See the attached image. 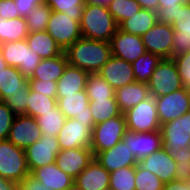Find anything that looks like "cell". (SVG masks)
<instances>
[{
	"mask_svg": "<svg viewBox=\"0 0 190 190\" xmlns=\"http://www.w3.org/2000/svg\"><path fill=\"white\" fill-rule=\"evenodd\" d=\"M64 52L69 65L83 69L89 74H97L111 56V44L80 37Z\"/></svg>",
	"mask_w": 190,
	"mask_h": 190,
	"instance_id": "cell-1",
	"label": "cell"
},
{
	"mask_svg": "<svg viewBox=\"0 0 190 190\" xmlns=\"http://www.w3.org/2000/svg\"><path fill=\"white\" fill-rule=\"evenodd\" d=\"M119 26L106 7L84 4L80 30L84 38L110 42Z\"/></svg>",
	"mask_w": 190,
	"mask_h": 190,
	"instance_id": "cell-2",
	"label": "cell"
},
{
	"mask_svg": "<svg viewBox=\"0 0 190 190\" xmlns=\"http://www.w3.org/2000/svg\"><path fill=\"white\" fill-rule=\"evenodd\" d=\"M28 174L30 171L25 150L15 146L8 139L0 140V176L18 184Z\"/></svg>",
	"mask_w": 190,
	"mask_h": 190,
	"instance_id": "cell-3",
	"label": "cell"
},
{
	"mask_svg": "<svg viewBox=\"0 0 190 190\" xmlns=\"http://www.w3.org/2000/svg\"><path fill=\"white\" fill-rule=\"evenodd\" d=\"M3 58L8 66L17 68L27 79L31 78L41 62V57L30 50L26 39L0 44Z\"/></svg>",
	"mask_w": 190,
	"mask_h": 190,
	"instance_id": "cell-4",
	"label": "cell"
},
{
	"mask_svg": "<svg viewBox=\"0 0 190 190\" xmlns=\"http://www.w3.org/2000/svg\"><path fill=\"white\" fill-rule=\"evenodd\" d=\"M150 96L159 97L182 89V81L173 58H163L149 80Z\"/></svg>",
	"mask_w": 190,
	"mask_h": 190,
	"instance_id": "cell-5",
	"label": "cell"
},
{
	"mask_svg": "<svg viewBox=\"0 0 190 190\" xmlns=\"http://www.w3.org/2000/svg\"><path fill=\"white\" fill-rule=\"evenodd\" d=\"M127 131L124 114L100 122L93 127L91 150L94 156L119 143Z\"/></svg>",
	"mask_w": 190,
	"mask_h": 190,
	"instance_id": "cell-6",
	"label": "cell"
},
{
	"mask_svg": "<svg viewBox=\"0 0 190 190\" xmlns=\"http://www.w3.org/2000/svg\"><path fill=\"white\" fill-rule=\"evenodd\" d=\"M123 114L129 131L153 132L161 128L153 96L143 100Z\"/></svg>",
	"mask_w": 190,
	"mask_h": 190,
	"instance_id": "cell-7",
	"label": "cell"
},
{
	"mask_svg": "<svg viewBox=\"0 0 190 190\" xmlns=\"http://www.w3.org/2000/svg\"><path fill=\"white\" fill-rule=\"evenodd\" d=\"M46 31L63 51L82 37L80 23L57 11L51 13Z\"/></svg>",
	"mask_w": 190,
	"mask_h": 190,
	"instance_id": "cell-8",
	"label": "cell"
},
{
	"mask_svg": "<svg viewBox=\"0 0 190 190\" xmlns=\"http://www.w3.org/2000/svg\"><path fill=\"white\" fill-rule=\"evenodd\" d=\"M161 125L179 118L190 110V91L182 88L170 94L155 97Z\"/></svg>",
	"mask_w": 190,
	"mask_h": 190,
	"instance_id": "cell-9",
	"label": "cell"
},
{
	"mask_svg": "<svg viewBox=\"0 0 190 190\" xmlns=\"http://www.w3.org/2000/svg\"><path fill=\"white\" fill-rule=\"evenodd\" d=\"M60 150L57 136L42 134L37 141L25 149L30 173L36 168L55 163Z\"/></svg>",
	"mask_w": 190,
	"mask_h": 190,
	"instance_id": "cell-10",
	"label": "cell"
},
{
	"mask_svg": "<svg viewBox=\"0 0 190 190\" xmlns=\"http://www.w3.org/2000/svg\"><path fill=\"white\" fill-rule=\"evenodd\" d=\"M173 26L164 22H157L143 36L146 52L163 58H173Z\"/></svg>",
	"mask_w": 190,
	"mask_h": 190,
	"instance_id": "cell-11",
	"label": "cell"
},
{
	"mask_svg": "<svg viewBox=\"0 0 190 190\" xmlns=\"http://www.w3.org/2000/svg\"><path fill=\"white\" fill-rule=\"evenodd\" d=\"M95 124L78 122L74 118L66 119L57 135L61 150L69 148H91L92 131Z\"/></svg>",
	"mask_w": 190,
	"mask_h": 190,
	"instance_id": "cell-12",
	"label": "cell"
},
{
	"mask_svg": "<svg viewBox=\"0 0 190 190\" xmlns=\"http://www.w3.org/2000/svg\"><path fill=\"white\" fill-rule=\"evenodd\" d=\"M122 141L128 146L129 151L135 156L138 162L163 148L161 130L153 132H132L127 130Z\"/></svg>",
	"mask_w": 190,
	"mask_h": 190,
	"instance_id": "cell-13",
	"label": "cell"
},
{
	"mask_svg": "<svg viewBox=\"0 0 190 190\" xmlns=\"http://www.w3.org/2000/svg\"><path fill=\"white\" fill-rule=\"evenodd\" d=\"M163 148L174 158L184 146L190 144V134L187 127V112L177 119L161 125Z\"/></svg>",
	"mask_w": 190,
	"mask_h": 190,
	"instance_id": "cell-14",
	"label": "cell"
},
{
	"mask_svg": "<svg viewBox=\"0 0 190 190\" xmlns=\"http://www.w3.org/2000/svg\"><path fill=\"white\" fill-rule=\"evenodd\" d=\"M111 55L133 63L146 53L141 36L123 32L119 28L111 38Z\"/></svg>",
	"mask_w": 190,
	"mask_h": 190,
	"instance_id": "cell-15",
	"label": "cell"
},
{
	"mask_svg": "<svg viewBox=\"0 0 190 190\" xmlns=\"http://www.w3.org/2000/svg\"><path fill=\"white\" fill-rule=\"evenodd\" d=\"M41 136V129L36 118L27 115H16L7 139L15 146L25 150Z\"/></svg>",
	"mask_w": 190,
	"mask_h": 190,
	"instance_id": "cell-16",
	"label": "cell"
},
{
	"mask_svg": "<svg viewBox=\"0 0 190 190\" xmlns=\"http://www.w3.org/2000/svg\"><path fill=\"white\" fill-rule=\"evenodd\" d=\"M97 74L115 90L136 81L131 63L113 55Z\"/></svg>",
	"mask_w": 190,
	"mask_h": 190,
	"instance_id": "cell-17",
	"label": "cell"
},
{
	"mask_svg": "<svg viewBox=\"0 0 190 190\" xmlns=\"http://www.w3.org/2000/svg\"><path fill=\"white\" fill-rule=\"evenodd\" d=\"M94 159L91 148H69L60 150L56 165L72 178H76Z\"/></svg>",
	"mask_w": 190,
	"mask_h": 190,
	"instance_id": "cell-18",
	"label": "cell"
},
{
	"mask_svg": "<svg viewBox=\"0 0 190 190\" xmlns=\"http://www.w3.org/2000/svg\"><path fill=\"white\" fill-rule=\"evenodd\" d=\"M57 105L67 119L74 118L81 123L94 124L89 98L85 90L57 98Z\"/></svg>",
	"mask_w": 190,
	"mask_h": 190,
	"instance_id": "cell-19",
	"label": "cell"
},
{
	"mask_svg": "<svg viewBox=\"0 0 190 190\" xmlns=\"http://www.w3.org/2000/svg\"><path fill=\"white\" fill-rule=\"evenodd\" d=\"M138 164L143 169L149 170L151 173L155 174L164 184L175 180V168L177 163L165 148L144 157Z\"/></svg>",
	"mask_w": 190,
	"mask_h": 190,
	"instance_id": "cell-20",
	"label": "cell"
},
{
	"mask_svg": "<svg viewBox=\"0 0 190 190\" xmlns=\"http://www.w3.org/2000/svg\"><path fill=\"white\" fill-rule=\"evenodd\" d=\"M94 158L109 173L123 167L136 166L138 164L135 156H133L128 146L122 140L112 148L98 152Z\"/></svg>",
	"mask_w": 190,
	"mask_h": 190,
	"instance_id": "cell-21",
	"label": "cell"
},
{
	"mask_svg": "<svg viewBox=\"0 0 190 190\" xmlns=\"http://www.w3.org/2000/svg\"><path fill=\"white\" fill-rule=\"evenodd\" d=\"M171 25L174 29L173 57L190 52V3L182 5Z\"/></svg>",
	"mask_w": 190,
	"mask_h": 190,
	"instance_id": "cell-22",
	"label": "cell"
},
{
	"mask_svg": "<svg viewBox=\"0 0 190 190\" xmlns=\"http://www.w3.org/2000/svg\"><path fill=\"white\" fill-rule=\"evenodd\" d=\"M80 190H101L110 184V173L94 158L74 179Z\"/></svg>",
	"mask_w": 190,
	"mask_h": 190,
	"instance_id": "cell-23",
	"label": "cell"
},
{
	"mask_svg": "<svg viewBox=\"0 0 190 190\" xmlns=\"http://www.w3.org/2000/svg\"><path fill=\"white\" fill-rule=\"evenodd\" d=\"M30 174L50 190H67L74 185V178L62 171L56 163L36 168Z\"/></svg>",
	"mask_w": 190,
	"mask_h": 190,
	"instance_id": "cell-24",
	"label": "cell"
},
{
	"mask_svg": "<svg viewBox=\"0 0 190 190\" xmlns=\"http://www.w3.org/2000/svg\"><path fill=\"white\" fill-rule=\"evenodd\" d=\"M88 75L83 69L67 64L63 75L57 81V98L85 90Z\"/></svg>",
	"mask_w": 190,
	"mask_h": 190,
	"instance_id": "cell-25",
	"label": "cell"
},
{
	"mask_svg": "<svg viewBox=\"0 0 190 190\" xmlns=\"http://www.w3.org/2000/svg\"><path fill=\"white\" fill-rule=\"evenodd\" d=\"M116 102L122 113L150 97L148 84L133 82L116 90Z\"/></svg>",
	"mask_w": 190,
	"mask_h": 190,
	"instance_id": "cell-26",
	"label": "cell"
},
{
	"mask_svg": "<svg viewBox=\"0 0 190 190\" xmlns=\"http://www.w3.org/2000/svg\"><path fill=\"white\" fill-rule=\"evenodd\" d=\"M68 64L65 52L53 58L42 59L28 80L55 81L63 75Z\"/></svg>",
	"mask_w": 190,
	"mask_h": 190,
	"instance_id": "cell-27",
	"label": "cell"
},
{
	"mask_svg": "<svg viewBox=\"0 0 190 190\" xmlns=\"http://www.w3.org/2000/svg\"><path fill=\"white\" fill-rule=\"evenodd\" d=\"M16 92H30L29 80L17 68L7 66L0 78V98L3 101Z\"/></svg>",
	"mask_w": 190,
	"mask_h": 190,
	"instance_id": "cell-28",
	"label": "cell"
},
{
	"mask_svg": "<svg viewBox=\"0 0 190 190\" xmlns=\"http://www.w3.org/2000/svg\"><path fill=\"white\" fill-rule=\"evenodd\" d=\"M26 41L30 50L38 54L41 59L53 58L64 52L46 30L29 32Z\"/></svg>",
	"mask_w": 190,
	"mask_h": 190,
	"instance_id": "cell-29",
	"label": "cell"
},
{
	"mask_svg": "<svg viewBox=\"0 0 190 190\" xmlns=\"http://www.w3.org/2000/svg\"><path fill=\"white\" fill-rule=\"evenodd\" d=\"M157 22V13L155 11L141 9L137 14H133L132 17L124 20L119 25V29L142 37Z\"/></svg>",
	"mask_w": 190,
	"mask_h": 190,
	"instance_id": "cell-30",
	"label": "cell"
},
{
	"mask_svg": "<svg viewBox=\"0 0 190 190\" xmlns=\"http://www.w3.org/2000/svg\"><path fill=\"white\" fill-rule=\"evenodd\" d=\"M28 33L24 17L9 20L0 17V44L24 40Z\"/></svg>",
	"mask_w": 190,
	"mask_h": 190,
	"instance_id": "cell-31",
	"label": "cell"
},
{
	"mask_svg": "<svg viewBox=\"0 0 190 190\" xmlns=\"http://www.w3.org/2000/svg\"><path fill=\"white\" fill-rule=\"evenodd\" d=\"M89 107L95 125L122 114L116 99L89 100Z\"/></svg>",
	"mask_w": 190,
	"mask_h": 190,
	"instance_id": "cell-32",
	"label": "cell"
},
{
	"mask_svg": "<svg viewBox=\"0 0 190 190\" xmlns=\"http://www.w3.org/2000/svg\"><path fill=\"white\" fill-rule=\"evenodd\" d=\"M85 91L89 100L116 99V90L98 74L88 75Z\"/></svg>",
	"mask_w": 190,
	"mask_h": 190,
	"instance_id": "cell-33",
	"label": "cell"
},
{
	"mask_svg": "<svg viewBox=\"0 0 190 190\" xmlns=\"http://www.w3.org/2000/svg\"><path fill=\"white\" fill-rule=\"evenodd\" d=\"M66 119L58 105L53 110L47 111L36 118L41 133L49 136H57L65 124Z\"/></svg>",
	"mask_w": 190,
	"mask_h": 190,
	"instance_id": "cell-34",
	"label": "cell"
},
{
	"mask_svg": "<svg viewBox=\"0 0 190 190\" xmlns=\"http://www.w3.org/2000/svg\"><path fill=\"white\" fill-rule=\"evenodd\" d=\"M161 59L159 55L146 52L134 61L131 65L136 82L148 83Z\"/></svg>",
	"mask_w": 190,
	"mask_h": 190,
	"instance_id": "cell-35",
	"label": "cell"
},
{
	"mask_svg": "<svg viewBox=\"0 0 190 190\" xmlns=\"http://www.w3.org/2000/svg\"><path fill=\"white\" fill-rule=\"evenodd\" d=\"M57 105V98H51L33 91L30 88V94L28 98L27 116L37 118L47 111L53 110Z\"/></svg>",
	"mask_w": 190,
	"mask_h": 190,
	"instance_id": "cell-36",
	"label": "cell"
},
{
	"mask_svg": "<svg viewBox=\"0 0 190 190\" xmlns=\"http://www.w3.org/2000/svg\"><path fill=\"white\" fill-rule=\"evenodd\" d=\"M119 26L124 20L137 14L142 8L136 0H113L107 7Z\"/></svg>",
	"mask_w": 190,
	"mask_h": 190,
	"instance_id": "cell-37",
	"label": "cell"
},
{
	"mask_svg": "<svg viewBox=\"0 0 190 190\" xmlns=\"http://www.w3.org/2000/svg\"><path fill=\"white\" fill-rule=\"evenodd\" d=\"M52 11L62 12L80 23L85 0H45Z\"/></svg>",
	"mask_w": 190,
	"mask_h": 190,
	"instance_id": "cell-38",
	"label": "cell"
},
{
	"mask_svg": "<svg viewBox=\"0 0 190 190\" xmlns=\"http://www.w3.org/2000/svg\"><path fill=\"white\" fill-rule=\"evenodd\" d=\"M52 12L47 4L36 6L25 18L28 32L45 31Z\"/></svg>",
	"mask_w": 190,
	"mask_h": 190,
	"instance_id": "cell-39",
	"label": "cell"
},
{
	"mask_svg": "<svg viewBox=\"0 0 190 190\" xmlns=\"http://www.w3.org/2000/svg\"><path fill=\"white\" fill-rule=\"evenodd\" d=\"M113 190H135V166L123 167L110 173Z\"/></svg>",
	"mask_w": 190,
	"mask_h": 190,
	"instance_id": "cell-40",
	"label": "cell"
},
{
	"mask_svg": "<svg viewBox=\"0 0 190 190\" xmlns=\"http://www.w3.org/2000/svg\"><path fill=\"white\" fill-rule=\"evenodd\" d=\"M164 183L149 170L139 164L135 166V190H162Z\"/></svg>",
	"mask_w": 190,
	"mask_h": 190,
	"instance_id": "cell-41",
	"label": "cell"
},
{
	"mask_svg": "<svg viewBox=\"0 0 190 190\" xmlns=\"http://www.w3.org/2000/svg\"><path fill=\"white\" fill-rule=\"evenodd\" d=\"M174 157L176 165L175 180H180L182 182L190 181V144L184 146Z\"/></svg>",
	"mask_w": 190,
	"mask_h": 190,
	"instance_id": "cell-42",
	"label": "cell"
},
{
	"mask_svg": "<svg viewBox=\"0 0 190 190\" xmlns=\"http://www.w3.org/2000/svg\"><path fill=\"white\" fill-rule=\"evenodd\" d=\"M30 92H16L5 98L3 102L15 115H27L28 98Z\"/></svg>",
	"mask_w": 190,
	"mask_h": 190,
	"instance_id": "cell-43",
	"label": "cell"
},
{
	"mask_svg": "<svg viewBox=\"0 0 190 190\" xmlns=\"http://www.w3.org/2000/svg\"><path fill=\"white\" fill-rule=\"evenodd\" d=\"M173 60L178 68L183 87L190 91V52L175 56Z\"/></svg>",
	"mask_w": 190,
	"mask_h": 190,
	"instance_id": "cell-44",
	"label": "cell"
},
{
	"mask_svg": "<svg viewBox=\"0 0 190 190\" xmlns=\"http://www.w3.org/2000/svg\"><path fill=\"white\" fill-rule=\"evenodd\" d=\"M13 111L3 102H0V140L7 139L15 118Z\"/></svg>",
	"mask_w": 190,
	"mask_h": 190,
	"instance_id": "cell-45",
	"label": "cell"
},
{
	"mask_svg": "<svg viewBox=\"0 0 190 190\" xmlns=\"http://www.w3.org/2000/svg\"><path fill=\"white\" fill-rule=\"evenodd\" d=\"M30 88L33 91L42 93L51 98H57V82L55 81H42V80H29Z\"/></svg>",
	"mask_w": 190,
	"mask_h": 190,
	"instance_id": "cell-46",
	"label": "cell"
},
{
	"mask_svg": "<svg viewBox=\"0 0 190 190\" xmlns=\"http://www.w3.org/2000/svg\"><path fill=\"white\" fill-rule=\"evenodd\" d=\"M14 3L19 17L26 18L36 6L45 4V0H14Z\"/></svg>",
	"mask_w": 190,
	"mask_h": 190,
	"instance_id": "cell-47",
	"label": "cell"
},
{
	"mask_svg": "<svg viewBox=\"0 0 190 190\" xmlns=\"http://www.w3.org/2000/svg\"><path fill=\"white\" fill-rule=\"evenodd\" d=\"M0 17L7 20L19 17L14 0H0Z\"/></svg>",
	"mask_w": 190,
	"mask_h": 190,
	"instance_id": "cell-48",
	"label": "cell"
},
{
	"mask_svg": "<svg viewBox=\"0 0 190 190\" xmlns=\"http://www.w3.org/2000/svg\"><path fill=\"white\" fill-rule=\"evenodd\" d=\"M17 190H50L31 174L18 183Z\"/></svg>",
	"mask_w": 190,
	"mask_h": 190,
	"instance_id": "cell-49",
	"label": "cell"
},
{
	"mask_svg": "<svg viewBox=\"0 0 190 190\" xmlns=\"http://www.w3.org/2000/svg\"><path fill=\"white\" fill-rule=\"evenodd\" d=\"M180 9L181 8L166 9L165 7H159L156 11L158 22H164L171 25L176 19V13Z\"/></svg>",
	"mask_w": 190,
	"mask_h": 190,
	"instance_id": "cell-50",
	"label": "cell"
},
{
	"mask_svg": "<svg viewBox=\"0 0 190 190\" xmlns=\"http://www.w3.org/2000/svg\"><path fill=\"white\" fill-rule=\"evenodd\" d=\"M162 190H190V181L182 182L180 180H172L165 183Z\"/></svg>",
	"mask_w": 190,
	"mask_h": 190,
	"instance_id": "cell-51",
	"label": "cell"
},
{
	"mask_svg": "<svg viewBox=\"0 0 190 190\" xmlns=\"http://www.w3.org/2000/svg\"><path fill=\"white\" fill-rule=\"evenodd\" d=\"M159 7L166 9L181 8L183 4L190 3V0H159Z\"/></svg>",
	"mask_w": 190,
	"mask_h": 190,
	"instance_id": "cell-52",
	"label": "cell"
},
{
	"mask_svg": "<svg viewBox=\"0 0 190 190\" xmlns=\"http://www.w3.org/2000/svg\"><path fill=\"white\" fill-rule=\"evenodd\" d=\"M142 9H148V10H153L157 11L159 8V0H136Z\"/></svg>",
	"mask_w": 190,
	"mask_h": 190,
	"instance_id": "cell-53",
	"label": "cell"
},
{
	"mask_svg": "<svg viewBox=\"0 0 190 190\" xmlns=\"http://www.w3.org/2000/svg\"><path fill=\"white\" fill-rule=\"evenodd\" d=\"M18 184L15 181L0 176V190H17Z\"/></svg>",
	"mask_w": 190,
	"mask_h": 190,
	"instance_id": "cell-54",
	"label": "cell"
},
{
	"mask_svg": "<svg viewBox=\"0 0 190 190\" xmlns=\"http://www.w3.org/2000/svg\"><path fill=\"white\" fill-rule=\"evenodd\" d=\"M113 0H85V4L108 7Z\"/></svg>",
	"mask_w": 190,
	"mask_h": 190,
	"instance_id": "cell-55",
	"label": "cell"
},
{
	"mask_svg": "<svg viewBox=\"0 0 190 190\" xmlns=\"http://www.w3.org/2000/svg\"><path fill=\"white\" fill-rule=\"evenodd\" d=\"M7 66L8 65L6 64V61L4 60L2 51L0 49V78L2 76L3 71L7 68Z\"/></svg>",
	"mask_w": 190,
	"mask_h": 190,
	"instance_id": "cell-56",
	"label": "cell"
},
{
	"mask_svg": "<svg viewBox=\"0 0 190 190\" xmlns=\"http://www.w3.org/2000/svg\"><path fill=\"white\" fill-rule=\"evenodd\" d=\"M187 127L188 133L190 134V110L187 112Z\"/></svg>",
	"mask_w": 190,
	"mask_h": 190,
	"instance_id": "cell-57",
	"label": "cell"
},
{
	"mask_svg": "<svg viewBox=\"0 0 190 190\" xmlns=\"http://www.w3.org/2000/svg\"><path fill=\"white\" fill-rule=\"evenodd\" d=\"M67 190H80L75 184Z\"/></svg>",
	"mask_w": 190,
	"mask_h": 190,
	"instance_id": "cell-58",
	"label": "cell"
},
{
	"mask_svg": "<svg viewBox=\"0 0 190 190\" xmlns=\"http://www.w3.org/2000/svg\"><path fill=\"white\" fill-rule=\"evenodd\" d=\"M101 190H113L110 186L106 187V188H103Z\"/></svg>",
	"mask_w": 190,
	"mask_h": 190,
	"instance_id": "cell-59",
	"label": "cell"
}]
</instances>
